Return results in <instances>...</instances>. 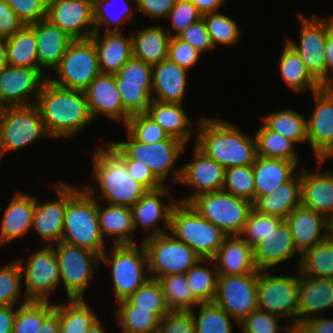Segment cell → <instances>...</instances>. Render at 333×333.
<instances>
[{
	"label": "cell",
	"instance_id": "cell-27",
	"mask_svg": "<svg viewBox=\"0 0 333 333\" xmlns=\"http://www.w3.org/2000/svg\"><path fill=\"white\" fill-rule=\"evenodd\" d=\"M299 326L322 311L333 308V279L302 274L299 271ZM326 309V310H325Z\"/></svg>",
	"mask_w": 333,
	"mask_h": 333
},
{
	"label": "cell",
	"instance_id": "cell-16",
	"mask_svg": "<svg viewBox=\"0 0 333 333\" xmlns=\"http://www.w3.org/2000/svg\"><path fill=\"white\" fill-rule=\"evenodd\" d=\"M22 270L25 282L24 299L28 301H50V293L60 285L58 259L51 246L37 249L28 257L23 265V260H17Z\"/></svg>",
	"mask_w": 333,
	"mask_h": 333
},
{
	"label": "cell",
	"instance_id": "cell-11",
	"mask_svg": "<svg viewBox=\"0 0 333 333\" xmlns=\"http://www.w3.org/2000/svg\"><path fill=\"white\" fill-rule=\"evenodd\" d=\"M141 243L147 253L149 275L152 279L186 274L202 259L192 248L175 239L170 233L144 239Z\"/></svg>",
	"mask_w": 333,
	"mask_h": 333
},
{
	"label": "cell",
	"instance_id": "cell-41",
	"mask_svg": "<svg viewBox=\"0 0 333 333\" xmlns=\"http://www.w3.org/2000/svg\"><path fill=\"white\" fill-rule=\"evenodd\" d=\"M297 262L296 268L302 274L333 279V233L305 251Z\"/></svg>",
	"mask_w": 333,
	"mask_h": 333
},
{
	"label": "cell",
	"instance_id": "cell-13",
	"mask_svg": "<svg viewBox=\"0 0 333 333\" xmlns=\"http://www.w3.org/2000/svg\"><path fill=\"white\" fill-rule=\"evenodd\" d=\"M298 17L301 20L299 44L290 39L286 42L298 53L309 73L325 87L324 49L333 32V16L323 19L313 14L307 18L298 12Z\"/></svg>",
	"mask_w": 333,
	"mask_h": 333
},
{
	"label": "cell",
	"instance_id": "cell-38",
	"mask_svg": "<svg viewBox=\"0 0 333 333\" xmlns=\"http://www.w3.org/2000/svg\"><path fill=\"white\" fill-rule=\"evenodd\" d=\"M280 74L286 84L296 92L310 90L312 93L322 85L309 73L298 53L285 42L280 56Z\"/></svg>",
	"mask_w": 333,
	"mask_h": 333
},
{
	"label": "cell",
	"instance_id": "cell-68",
	"mask_svg": "<svg viewBox=\"0 0 333 333\" xmlns=\"http://www.w3.org/2000/svg\"><path fill=\"white\" fill-rule=\"evenodd\" d=\"M325 55V87L333 85V32L328 36L324 49ZM332 72V76H330Z\"/></svg>",
	"mask_w": 333,
	"mask_h": 333
},
{
	"label": "cell",
	"instance_id": "cell-70",
	"mask_svg": "<svg viewBox=\"0 0 333 333\" xmlns=\"http://www.w3.org/2000/svg\"><path fill=\"white\" fill-rule=\"evenodd\" d=\"M191 1L198 11L202 14L218 12L219 8L226 2V0H189Z\"/></svg>",
	"mask_w": 333,
	"mask_h": 333
},
{
	"label": "cell",
	"instance_id": "cell-39",
	"mask_svg": "<svg viewBox=\"0 0 333 333\" xmlns=\"http://www.w3.org/2000/svg\"><path fill=\"white\" fill-rule=\"evenodd\" d=\"M7 60L11 66L39 68L37 41L30 25H23L7 38Z\"/></svg>",
	"mask_w": 333,
	"mask_h": 333
},
{
	"label": "cell",
	"instance_id": "cell-69",
	"mask_svg": "<svg viewBox=\"0 0 333 333\" xmlns=\"http://www.w3.org/2000/svg\"><path fill=\"white\" fill-rule=\"evenodd\" d=\"M16 311L15 306H0V333H12Z\"/></svg>",
	"mask_w": 333,
	"mask_h": 333
},
{
	"label": "cell",
	"instance_id": "cell-51",
	"mask_svg": "<svg viewBox=\"0 0 333 333\" xmlns=\"http://www.w3.org/2000/svg\"><path fill=\"white\" fill-rule=\"evenodd\" d=\"M214 48L218 44L235 45L241 37L238 23L223 13L213 12L202 15Z\"/></svg>",
	"mask_w": 333,
	"mask_h": 333
},
{
	"label": "cell",
	"instance_id": "cell-66",
	"mask_svg": "<svg viewBox=\"0 0 333 333\" xmlns=\"http://www.w3.org/2000/svg\"><path fill=\"white\" fill-rule=\"evenodd\" d=\"M24 24L5 0H0V37L9 38Z\"/></svg>",
	"mask_w": 333,
	"mask_h": 333
},
{
	"label": "cell",
	"instance_id": "cell-17",
	"mask_svg": "<svg viewBox=\"0 0 333 333\" xmlns=\"http://www.w3.org/2000/svg\"><path fill=\"white\" fill-rule=\"evenodd\" d=\"M44 73L46 72H42L39 68L11 65L2 68L0 70V109L36 104L41 87L49 76ZM30 96H33L34 100L30 99Z\"/></svg>",
	"mask_w": 333,
	"mask_h": 333
},
{
	"label": "cell",
	"instance_id": "cell-14",
	"mask_svg": "<svg viewBox=\"0 0 333 333\" xmlns=\"http://www.w3.org/2000/svg\"><path fill=\"white\" fill-rule=\"evenodd\" d=\"M3 149L15 152L40 138H51L36 104L0 109Z\"/></svg>",
	"mask_w": 333,
	"mask_h": 333
},
{
	"label": "cell",
	"instance_id": "cell-73",
	"mask_svg": "<svg viewBox=\"0 0 333 333\" xmlns=\"http://www.w3.org/2000/svg\"><path fill=\"white\" fill-rule=\"evenodd\" d=\"M87 333H105V330L102 327V322L99 321V319L95 321L87 330Z\"/></svg>",
	"mask_w": 333,
	"mask_h": 333
},
{
	"label": "cell",
	"instance_id": "cell-26",
	"mask_svg": "<svg viewBox=\"0 0 333 333\" xmlns=\"http://www.w3.org/2000/svg\"><path fill=\"white\" fill-rule=\"evenodd\" d=\"M301 205L324 215L333 223V171L300 172Z\"/></svg>",
	"mask_w": 333,
	"mask_h": 333
},
{
	"label": "cell",
	"instance_id": "cell-28",
	"mask_svg": "<svg viewBox=\"0 0 333 333\" xmlns=\"http://www.w3.org/2000/svg\"><path fill=\"white\" fill-rule=\"evenodd\" d=\"M35 196L17 190L5 209L0 223V246L10 243L31 230Z\"/></svg>",
	"mask_w": 333,
	"mask_h": 333
},
{
	"label": "cell",
	"instance_id": "cell-50",
	"mask_svg": "<svg viewBox=\"0 0 333 333\" xmlns=\"http://www.w3.org/2000/svg\"><path fill=\"white\" fill-rule=\"evenodd\" d=\"M127 300L137 309L151 310L159 319L170 310L167 307L161 284L158 280L150 278L137 289Z\"/></svg>",
	"mask_w": 333,
	"mask_h": 333
},
{
	"label": "cell",
	"instance_id": "cell-31",
	"mask_svg": "<svg viewBox=\"0 0 333 333\" xmlns=\"http://www.w3.org/2000/svg\"><path fill=\"white\" fill-rule=\"evenodd\" d=\"M90 39L94 42L99 60L100 72L115 75L129 60L132 53V39L124 36L121 31L95 32Z\"/></svg>",
	"mask_w": 333,
	"mask_h": 333
},
{
	"label": "cell",
	"instance_id": "cell-56",
	"mask_svg": "<svg viewBox=\"0 0 333 333\" xmlns=\"http://www.w3.org/2000/svg\"><path fill=\"white\" fill-rule=\"evenodd\" d=\"M22 270L17 260L0 268V306H16L20 297Z\"/></svg>",
	"mask_w": 333,
	"mask_h": 333
},
{
	"label": "cell",
	"instance_id": "cell-35",
	"mask_svg": "<svg viewBox=\"0 0 333 333\" xmlns=\"http://www.w3.org/2000/svg\"><path fill=\"white\" fill-rule=\"evenodd\" d=\"M98 220L103 238L112 236V245H137L130 236L135 231L131 207L108 203L106 207L98 201Z\"/></svg>",
	"mask_w": 333,
	"mask_h": 333
},
{
	"label": "cell",
	"instance_id": "cell-24",
	"mask_svg": "<svg viewBox=\"0 0 333 333\" xmlns=\"http://www.w3.org/2000/svg\"><path fill=\"white\" fill-rule=\"evenodd\" d=\"M84 92L93 121L101 114L115 122L119 123L123 120L125 125L127 124L130 115L123 108L115 83V75L100 73Z\"/></svg>",
	"mask_w": 333,
	"mask_h": 333
},
{
	"label": "cell",
	"instance_id": "cell-72",
	"mask_svg": "<svg viewBox=\"0 0 333 333\" xmlns=\"http://www.w3.org/2000/svg\"><path fill=\"white\" fill-rule=\"evenodd\" d=\"M7 65V38L0 37V70Z\"/></svg>",
	"mask_w": 333,
	"mask_h": 333
},
{
	"label": "cell",
	"instance_id": "cell-58",
	"mask_svg": "<svg viewBox=\"0 0 333 333\" xmlns=\"http://www.w3.org/2000/svg\"><path fill=\"white\" fill-rule=\"evenodd\" d=\"M152 74V65L132 55L117 71L115 79H122V83L143 84V88L151 95L153 89Z\"/></svg>",
	"mask_w": 333,
	"mask_h": 333
},
{
	"label": "cell",
	"instance_id": "cell-45",
	"mask_svg": "<svg viewBox=\"0 0 333 333\" xmlns=\"http://www.w3.org/2000/svg\"><path fill=\"white\" fill-rule=\"evenodd\" d=\"M115 311L123 333H157L160 319L151 310L137 309L127 299Z\"/></svg>",
	"mask_w": 333,
	"mask_h": 333
},
{
	"label": "cell",
	"instance_id": "cell-57",
	"mask_svg": "<svg viewBox=\"0 0 333 333\" xmlns=\"http://www.w3.org/2000/svg\"><path fill=\"white\" fill-rule=\"evenodd\" d=\"M281 317L270 314L266 311L255 310L248 317H246L239 325L242 333H278L282 330L288 333H296V329L292 327L290 322L287 327L281 326L279 320Z\"/></svg>",
	"mask_w": 333,
	"mask_h": 333
},
{
	"label": "cell",
	"instance_id": "cell-4",
	"mask_svg": "<svg viewBox=\"0 0 333 333\" xmlns=\"http://www.w3.org/2000/svg\"><path fill=\"white\" fill-rule=\"evenodd\" d=\"M61 241L87 248L100 256L106 250L98 220V201L84 186L67 184V207Z\"/></svg>",
	"mask_w": 333,
	"mask_h": 333
},
{
	"label": "cell",
	"instance_id": "cell-53",
	"mask_svg": "<svg viewBox=\"0 0 333 333\" xmlns=\"http://www.w3.org/2000/svg\"><path fill=\"white\" fill-rule=\"evenodd\" d=\"M127 131L139 142L153 144L161 140L176 139L158 125L146 113L130 116L126 124Z\"/></svg>",
	"mask_w": 333,
	"mask_h": 333
},
{
	"label": "cell",
	"instance_id": "cell-47",
	"mask_svg": "<svg viewBox=\"0 0 333 333\" xmlns=\"http://www.w3.org/2000/svg\"><path fill=\"white\" fill-rule=\"evenodd\" d=\"M170 311H191L199 302L189 289L186 275H167L158 279Z\"/></svg>",
	"mask_w": 333,
	"mask_h": 333
},
{
	"label": "cell",
	"instance_id": "cell-7",
	"mask_svg": "<svg viewBox=\"0 0 333 333\" xmlns=\"http://www.w3.org/2000/svg\"><path fill=\"white\" fill-rule=\"evenodd\" d=\"M296 276L271 275L258 270V309L281 318L290 317L292 327H299V270ZM293 320V321H292Z\"/></svg>",
	"mask_w": 333,
	"mask_h": 333
},
{
	"label": "cell",
	"instance_id": "cell-5",
	"mask_svg": "<svg viewBox=\"0 0 333 333\" xmlns=\"http://www.w3.org/2000/svg\"><path fill=\"white\" fill-rule=\"evenodd\" d=\"M169 233L187 244L202 259H212L228 236L203 218L190 203L179 201L171 212Z\"/></svg>",
	"mask_w": 333,
	"mask_h": 333
},
{
	"label": "cell",
	"instance_id": "cell-67",
	"mask_svg": "<svg viewBox=\"0 0 333 333\" xmlns=\"http://www.w3.org/2000/svg\"><path fill=\"white\" fill-rule=\"evenodd\" d=\"M296 333H333V319L316 316L302 323Z\"/></svg>",
	"mask_w": 333,
	"mask_h": 333
},
{
	"label": "cell",
	"instance_id": "cell-18",
	"mask_svg": "<svg viewBox=\"0 0 333 333\" xmlns=\"http://www.w3.org/2000/svg\"><path fill=\"white\" fill-rule=\"evenodd\" d=\"M315 108L307 118V135L318 169L333 154V91L329 87L312 93Z\"/></svg>",
	"mask_w": 333,
	"mask_h": 333
},
{
	"label": "cell",
	"instance_id": "cell-75",
	"mask_svg": "<svg viewBox=\"0 0 333 333\" xmlns=\"http://www.w3.org/2000/svg\"><path fill=\"white\" fill-rule=\"evenodd\" d=\"M329 88L333 91V85L329 86Z\"/></svg>",
	"mask_w": 333,
	"mask_h": 333
},
{
	"label": "cell",
	"instance_id": "cell-74",
	"mask_svg": "<svg viewBox=\"0 0 333 333\" xmlns=\"http://www.w3.org/2000/svg\"><path fill=\"white\" fill-rule=\"evenodd\" d=\"M5 154L4 149H3V144H2V132H1V127H0V158L4 156Z\"/></svg>",
	"mask_w": 333,
	"mask_h": 333
},
{
	"label": "cell",
	"instance_id": "cell-65",
	"mask_svg": "<svg viewBox=\"0 0 333 333\" xmlns=\"http://www.w3.org/2000/svg\"><path fill=\"white\" fill-rule=\"evenodd\" d=\"M176 0H136L135 9L154 19L167 18Z\"/></svg>",
	"mask_w": 333,
	"mask_h": 333
},
{
	"label": "cell",
	"instance_id": "cell-25",
	"mask_svg": "<svg viewBox=\"0 0 333 333\" xmlns=\"http://www.w3.org/2000/svg\"><path fill=\"white\" fill-rule=\"evenodd\" d=\"M298 253L290 228L283 220L253 248V260L257 270H271Z\"/></svg>",
	"mask_w": 333,
	"mask_h": 333
},
{
	"label": "cell",
	"instance_id": "cell-22",
	"mask_svg": "<svg viewBox=\"0 0 333 333\" xmlns=\"http://www.w3.org/2000/svg\"><path fill=\"white\" fill-rule=\"evenodd\" d=\"M168 190V186H163L156 190H148L139 201L131 207L135 231L139 226L145 231H150L142 241L168 233L158 225L159 220H163L164 228L169 231L171 212L178 202L176 199L167 202V204L162 202L160 198H165L169 193Z\"/></svg>",
	"mask_w": 333,
	"mask_h": 333
},
{
	"label": "cell",
	"instance_id": "cell-15",
	"mask_svg": "<svg viewBox=\"0 0 333 333\" xmlns=\"http://www.w3.org/2000/svg\"><path fill=\"white\" fill-rule=\"evenodd\" d=\"M258 270L242 275H219L214 303L240 324L258 309Z\"/></svg>",
	"mask_w": 333,
	"mask_h": 333
},
{
	"label": "cell",
	"instance_id": "cell-59",
	"mask_svg": "<svg viewBox=\"0 0 333 333\" xmlns=\"http://www.w3.org/2000/svg\"><path fill=\"white\" fill-rule=\"evenodd\" d=\"M171 23L170 28L166 29L170 37L179 36L188 26L199 21L202 14L196 6L189 0H176L175 5L167 16ZM174 33V34H173Z\"/></svg>",
	"mask_w": 333,
	"mask_h": 333
},
{
	"label": "cell",
	"instance_id": "cell-46",
	"mask_svg": "<svg viewBox=\"0 0 333 333\" xmlns=\"http://www.w3.org/2000/svg\"><path fill=\"white\" fill-rule=\"evenodd\" d=\"M54 310L53 302L23 299L17 307L12 333H38Z\"/></svg>",
	"mask_w": 333,
	"mask_h": 333
},
{
	"label": "cell",
	"instance_id": "cell-32",
	"mask_svg": "<svg viewBox=\"0 0 333 333\" xmlns=\"http://www.w3.org/2000/svg\"><path fill=\"white\" fill-rule=\"evenodd\" d=\"M219 275H242L257 271L253 248L240 236H227L212 258Z\"/></svg>",
	"mask_w": 333,
	"mask_h": 333
},
{
	"label": "cell",
	"instance_id": "cell-60",
	"mask_svg": "<svg viewBox=\"0 0 333 333\" xmlns=\"http://www.w3.org/2000/svg\"><path fill=\"white\" fill-rule=\"evenodd\" d=\"M108 144L125 160L126 170L134 180L140 182L148 190H156L165 186L142 162L131 160L113 141H109Z\"/></svg>",
	"mask_w": 333,
	"mask_h": 333
},
{
	"label": "cell",
	"instance_id": "cell-48",
	"mask_svg": "<svg viewBox=\"0 0 333 333\" xmlns=\"http://www.w3.org/2000/svg\"><path fill=\"white\" fill-rule=\"evenodd\" d=\"M120 1H122L123 3L122 6H125V8H123L121 11L122 14L118 13V11L116 10H113L114 7L112 6V4L114 2L116 3L115 0H93V21L95 25V32H99L100 27L102 26L106 28L104 32L121 31L122 29L120 28V26H123V24L126 23L128 20L130 21V19L132 21V16L134 12H132V4H128L129 1L132 0H118V2ZM134 3L136 5V0H134ZM112 10L115 13L117 12L119 16L118 14H115ZM111 27H113V29Z\"/></svg>",
	"mask_w": 333,
	"mask_h": 333
},
{
	"label": "cell",
	"instance_id": "cell-34",
	"mask_svg": "<svg viewBox=\"0 0 333 333\" xmlns=\"http://www.w3.org/2000/svg\"><path fill=\"white\" fill-rule=\"evenodd\" d=\"M298 165L292 161L257 156L253 164L255 200L288 182Z\"/></svg>",
	"mask_w": 333,
	"mask_h": 333
},
{
	"label": "cell",
	"instance_id": "cell-1",
	"mask_svg": "<svg viewBox=\"0 0 333 333\" xmlns=\"http://www.w3.org/2000/svg\"><path fill=\"white\" fill-rule=\"evenodd\" d=\"M36 105L51 138H72L93 122L84 91L58 87L49 80L43 83Z\"/></svg>",
	"mask_w": 333,
	"mask_h": 333
},
{
	"label": "cell",
	"instance_id": "cell-63",
	"mask_svg": "<svg viewBox=\"0 0 333 333\" xmlns=\"http://www.w3.org/2000/svg\"><path fill=\"white\" fill-rule=\"evenodd\" d=\"M157 333H197L190 311H170L159 321Z\"/></svg>",
	"mask_w": 333,
	"mask_h": 333
},
{
	"label": "cell",
	"instance_id": "cell-55",
	"mask_svg": "<svg viewBox=\"0 0 333 333\" xmlns=\"http://www.w3.org/2000/svg\"><path fill=\"white\" fill-rule=\"evenodd\" d=\"M115 83L123 108L130 116L146 113L152 97L143 88V84L122 83V79H115Z\"/></svg>",
	"mask_w": 333,
	"mask_h": 333
},
{
	"label": "cell",
	"instance_id": "cell-29",
	"mask_svg": "<svg viewBox=\"0 0 333 333\" xmlns=\"http://www.w3.org/2000/svg\"><path fill=\"white\" fill-rule=\"evenodd\" d=\"M30 26L34 29L37 41L39 69L42 72L54 70L73 39L46 18Z\"/></svg>",
	"mask_w": 333,
	"mask_h": 333
},
{
	"label": "cell",
	"instance_id": "cell-30",
	"mask_svg": "<svg viewBox=\"0 0 333 333\" xmlns=\"http://www.w3.org/2000/svg\"><path fill=\"white\" fill-rule=\"evenodd\" d=\"M187 72L186 69L171 62L168 58L153 65L152 100L182 104L187 87Z\"/></svg>",
	"mask_w": 333,
	"mask_h": 333
},
{
	"label": "cell",
	"instance_id": "cell-33",
	"mask_svg": "<svg viewBox=\"0 0 333 333\" xmlns=\"http://www.w3.org/2000/svg\"><path fill=\"white\" fill-rule=\"evenodd\" d=\"M295 174V177L293 176L275 191L259 196L253 202V209L259 213L285 220L293 209L301 205L300 172L296 171Z\"/></svg>",
	"mask_w": 333,
	"mask_h": 333
},
{
	"label": "cell",
	"instance_id": "cell-23",
	"mask_svg": "<svg viewBox=\"0 0 333 333\" xmlns=\"http://www.w3.org/2000/svg\"><path fill=\"white\" fill-rule=\"evenodd\" d=\"M300 256L333 233V223L324 215L302 205L285 218ZM324 229V230H323Z\"/></svg>",
	"mask_w": 333,
	"mask_h": 333
},
{
	"label": "cell",
	"instance_id": "cell-71",
	"mask_svg": "<svg viewBox=\"0 0 333 333\" xmlns=\"http://www.w3.org/2000/svg\"><path fill=\"white\" fill-rule=\"evenodd\" d=\"M59 329V314L54 310V312L44 321L38 333H59Z\"/></svg>",
	"mask_w": 333,
	"mask_h": 333
},
{
	"label": "cell",
	"instance_id": "cell-9",
	"mask_svg": "<svg viewBox=\"0 0 333 333\" xmlns=\"http://www.w3.org/2000/svg\"><path fill=\"white\" fill-rule=\"evenodd\" d=\"M54 70L57 78L47 77L52 84L84 91L101 73L94 42L91 39L73 40Z\"/></svg>",
	"mask_w": 333,
	"mask_h": 333
},
{
	"label": "cell",
	"instance_id": "cell-21",
	"mask_svg": "<svg viewBox=\"0 0 333 333\" xmlns=\"http://www.w3.org/2000/svg\"><path fill=\"white\" fill-rule=\"evenodd\" d=\"M52 188L57 193V199L44 202L35 197L32 229L39 235L46 246H52L61 241L64 217L67 207V183L59 181Z\"/></svg>",
	"mask_w": 333,
	"mask_h": 333
},
{
	"label": "cell",
	"instance_id": "cell-2",
	"mask_svg": "<svg viewBox=\"0 0 333 333\" xmlns=\"http://www.w3.org/2000/svg\"><path fill=\"white\" fill-rule=\"evenodd\" d=\"M195 146L225 169L253 165L257 157L256 139L225 120L204 118L198 121Z\"/></svg>",
	"mask_w": 333,
	"mask_h": 333
},
{
	"label": "cell",
	"instance_id": "cell-37",
	"mask_svg": "<svg viewBox=\"0 0 333 333\" xmlns=\"http://www.w3.org/2000/svg\"><path fill=\"white\" fill-rule=\"evenodd\" d=\"M170 35L161 26H147L131 34L133 56L155 65L168 58Z\"/></svg>",
	"mask_w": 333,
	"mask_h": 333
},
{
	"label": "cell",
	"instance_id": "cell-19",
	"mask_svg": "<svg viewBox=\"0 0 333 333\" xmlns=\"http://www.w3.org/2000/svg\"><path fill=\"white\" fill-rule=\"evenodd\" d=\"M73 40H85L95 33L93 0H48L47 16Z\"/></svg>",
	"mask_w": 333,
	"mask_h": 333
},
{
	"label": "cell",
	"instance_id": "cell-20",
	"mask_svg": "<svg viewBox=\"0 0 333 333\" xmlns=\"http://www.w3.org/2000/svg\"><path fill=\"white\" fill-rule=\"evenodd\" d=\"M192 162L182 167L179 183L193 187V193L179 199V202L190 203L195 197L203 193L221 191L224 184L225 168L214 159L207 157L194 145Z\"/></svg>",
	"mask_w": 333,
	"mask_h": 333
},
{
	"label": "cell",
	"instance_id": "cell-44",
	"mask_svg": "<svg viewBox=\"0 0 333 333\" xmlns=\"http://www.w3.org/2000/svg\"><path fill=\"white\" fill-rule=\"evenodd\" d=\"M213 262L212 266H203V262ZM212 267V268H210ZM190 291L199 303L213 302L217 292L219 272L213 259H200L185 274Z\"/></svg>",
	"mask_w": 333,
	"mask_h": 333
},
{
	"label": "cell",
	"instance_id": "cell-52",
	"mask_svg": "<svg viewBox=\"0 0 333 333\" xmlns=\"http://www.w3.org/2000/svg\"><path fill=\"white\" fill-rule=\"evenodd\" d=\"M222 190L253 203L255 201L253 165L226 168Z\"/></svg>",
	"mask_w": 333,
	"mask_h": 333
},
{
	"label": "cell",
	"instance_id": "cell-49",
	"mask_svg": "<svg viewBox=\"0 0 333 333\" xmlns=\"http://www.w3.org/2000/svg\"><path fill=\"white\" fill-rule=\"evenodd\" d=\"M198 315L191 310L197 333H232L231 317L214 302L199 303Z\"/></svg>",
	"mask_w": 333,
	"mask_h": 333
},
{
	"label": "cell",
	"instance_id": "cell-64",
	"mask_svg": "<svg viewBox=\"0 0 333 333\" xmlns=\"http://www.w3.org/2000/svg\"><path fill=\"white\" fill-rule=\"evenodd\" d=\"M178 37L202 54L215 49L203 18L188 26Z\"/></svg>",
	"mask_w": 333,
	"mask_h": 333
},
{
	"label": "cell",
	"instance_id": "cell-8",
	"mask_svg": "<svg viewBox=\"0 0 333 333\" xmlns=\"http://www.w3.org/2000/svg\"><path fill=\"white\" fill-rule=\"evenodd\" d=\"M190 204L206 220L228 236L240 235L247 222L253 203L223 190L203 193Z\"/></svg>",
	"mask_w": 333,
	"mask_h": 333
},
{
	"label": "cell",
	"instance_id": "cell-61",
	"mask_svg": "<svg viewBox=\"0 0 333 333\" xmlns=\"http://www.w3.org/2000/svg\"><path fill=\"white\" fill-rule=\"evenodd\" d=\"M24 25L43 20L47 16L48 0H5Z\"/></svg>",
	"mask_w": 333,
	"mask_h": 333
},
{
	"label": "cell",
	"instance_id": "cell-12",
	"mask_svg": "<svg viewBox=\"0 0 333 333\" xmlns=\"http://www.w3.org/2000/svg\"><path fill=\"white\" fill-rule=\"evenodd\" d=\"M51 247L58 259L60 282L65 286L68 299H84L90 279L99 270L97 265L101 256L87 248L62 241Z\"/></svg>",
	"mask_w": 333,
	"mask_h": 333
},
{
	"label": "cell",
	"instance_id": "cell-40",
	"mask_svg": "<svg viewBox=\"0 0 333 333\" xmlns=\"http://www.w3.org/2000/svg\"><path fill=\"white\" fill-rule=\"evenodd\" d=\"M68 303H55L59 314V333H87L91 325L98 320L84 299H68Z\"/></svg>",
	"mask_w": 333,
	"mask_h": 333
},
{
	"label": "cell",
	"instance_id": "cell-54",
	"mask_svg": "<svg viewBox=\"0 0 333 333\" xmlns=\"http://www.w3.org/2000/svg\"><path fill=\"white\" fill-rule=\"evenodd\" d=\"M282 221L283 219L279 217L265 215L252 209L240 236L254 248L274 231Z\"/></svg>",
	"mask_w": 333,
	"mask_h": 333
},
{
	"label": "cell",
	"instance_id": "cell-6",
	"mask_svg": "<svg viewBox=\"0 0 333 333\" xmlns=\"http://www.w3.org/2000/svg\"><path fill=\"white\" fill-rule=\"evenodd\" d=\"M140 244V246L113 245L111 246L113 247L110 253L111 258H108L106 250L101 255V262L111 269V279L117 302L127 299L151 278L147 253L144 245Z\"/></svg>",
	"mask_w": 333,
	"mask_h": 333
},
{
	"label": "cell",
	"instance_id": "cell-10",
	"mask_svg": "<svg viewBox=\"0 0 333 333\" xmlns=\"http://www.w3.org/2000/svg\"><path fill=\"white\" fill-rule=\"evenodd\" d=\"M127 141H113L131 160L142 162L164 184L169 173L177 183L181 178L182 167L175 168L177 159L187 146L178 139L161 140L153 144L137 141L127 131Z\"/></svg>",
	"mask_w": 333,
	"mask_h": 333
},
{
	"label": "cell",
	"instance_id": "cell-42",
	"mask_svg": "<svg viewBox=\"0 0 333 333\" xmlns=\"http://www.w3.org/2000/svg\"><path fill=\"white\" fill-rule=\"evenodd\" d=\"M262 122L272 131L282 134L295 144L308 142L307 118L291 109L267 113Z\"/></svg>",
	"mask_w": 333,
	"mask_h": 333
},
{
	"label": "cell",
	"instance_id": "cell-3",
	"mask_svg": "<svg viewBox=\"0 0 333 333\" xmlns=\"http://www.w3.org/2000/svg\"><path fill=\"white\" fill-rule=\"evenodd\" d=\"M105 146H99L93 154V172L102 196L96 195L97 188L91 184L84 188L97 201L103 198L108 204L132 207L148 189L129 175L125 160L108 143Z\"/></svg>",
	"mask_w": 333,
	"mask_h": 333
},
{
	"label": "cell",
	"instance_id": "cell-43",
	"mask_svg": "<svg viewBox=\"0 0 333 333\" xmlns=\"http://www.w3.org/2000/svg\"><path fill=\"white\" fill-rule=\"evenodd\" d=\"M257 156L292 161L298 165L299 157L295 143L282 134L270 130L263 122L255 132Z\"/></svg>",
	"mask_w": 333,
	"mask_h": 333
},
{
	"label": "cell",
	"instance_id": "cell-62",
	"mask_svg": "<svg viewBox=\"0 0 333 333\" xmlns=\"http://www.w3.org/2000/svg\"><path fill=\"white\" fill-rule=\"evenodd\" d=\"M201 54V52L181 40L178 36L171 37L169 40L168 59L186 70L196 65Z\"/></svg>",
	"mask_w": 333,
	"mask_h": 333
},
{
	"label": "cell",
	"instance_id": "cell-36",
	"mask_svg": "<svg viewBox=\"0 0 333 333\" xmlns=\"http://www.w3.org/2000/svg\"><path fill=\"white\" fill-rule=\"evenodd\" d=\"M146 114L160 125L170 137L188 144L193 136L191 119L183 110L182 104L163 103L152 100Z\"/></svg>",
	"mask_w": 333,
	"mask_h": 333
}]
</instances>
